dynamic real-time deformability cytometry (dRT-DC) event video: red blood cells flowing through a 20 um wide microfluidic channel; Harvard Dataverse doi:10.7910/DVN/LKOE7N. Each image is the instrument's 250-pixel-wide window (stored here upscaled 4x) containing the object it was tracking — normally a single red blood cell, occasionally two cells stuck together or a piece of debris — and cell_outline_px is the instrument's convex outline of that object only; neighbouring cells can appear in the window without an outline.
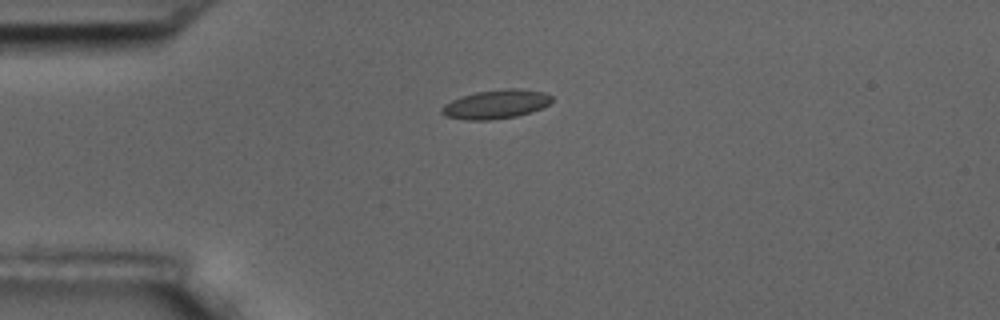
{"species": "common noctule bat (a hibernating species)", "species_latin": "Nyctalus noctula", "temperature_condition": "room temperature", "stored_images_in_passage": 6, "camera_frame_rate_fps": 3000, "um_per_image_px": 0.085, "animal": {"sex": "male", "body_mass_g": 17.5, "forearm_length_mm": 52.3}, "frame": {"image": 1, "passage_image": 1, "time_ms": 0.0, "image_size_px": [1000, 320], "cell_outline_px": [[552, 100], [548, 104], [532, 112], [516, 116], [488, 120], [468, 120], [444, 116], [440, 112], [440, 108], [444, 104], [460, 96], [476, 92], [508, 88], [520, 88], [544, 92], [552, 96]], "centroid_in_image_um": [42.13, 8.85], "position_along_channel_um": 42.9, "area_um2": 18.61}}
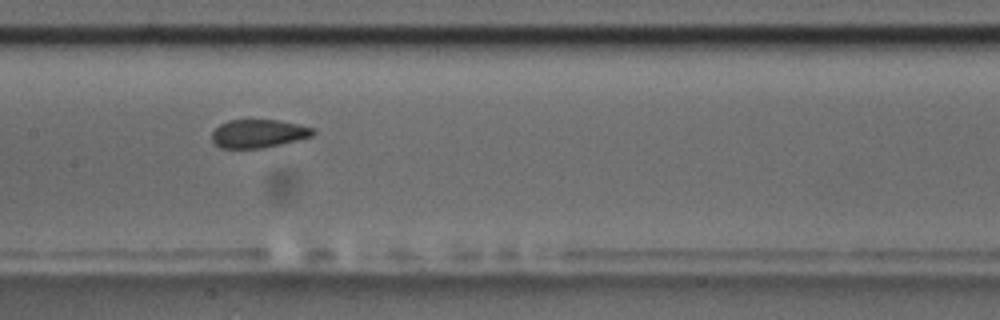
{"frame": {"image": 2, "passage_image": 5, "time_ms": 4.667, "image_size_px": [1000, 320], "cell_outline_px": [[316, 132], [312, 136], [264, 148], [220, 148], [212, 140], [212, 132], [220, 124], [228, 120], [280, 120], [300, 124], [312, 128]], "centroid_in_image_um": [21.96, 11.35], "position_along_channel_um": 185.4, "area_um2": 16.65}}
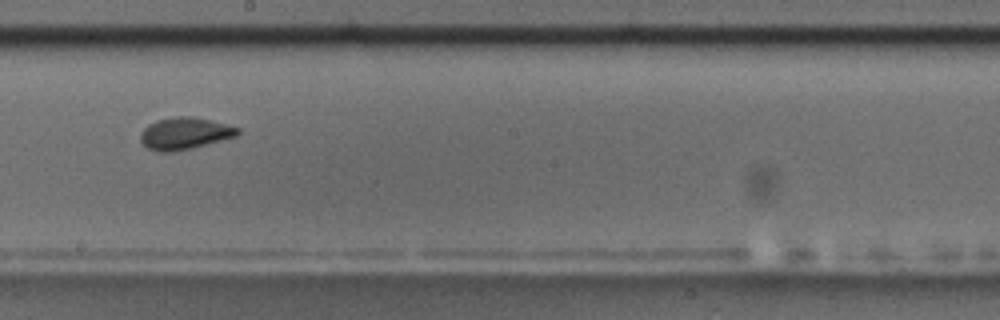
{"frame": {"image": 3, "passage_image": 6, "time_ms": 6.0, "image_size_px": [1000, 320], "cell_outline_px": [[240, 132], [236, 136], [192, 148], [172, 152], [156, 152], [148, 148], [140, 140], [140, 132], [148, 124], [156, 120], [176, 116], [192, 116], [240, 128]], "centroid_in_image_um": [15.65, 11.34], "position_along_channel_um": 232.5, "area_um2": 18.03}}